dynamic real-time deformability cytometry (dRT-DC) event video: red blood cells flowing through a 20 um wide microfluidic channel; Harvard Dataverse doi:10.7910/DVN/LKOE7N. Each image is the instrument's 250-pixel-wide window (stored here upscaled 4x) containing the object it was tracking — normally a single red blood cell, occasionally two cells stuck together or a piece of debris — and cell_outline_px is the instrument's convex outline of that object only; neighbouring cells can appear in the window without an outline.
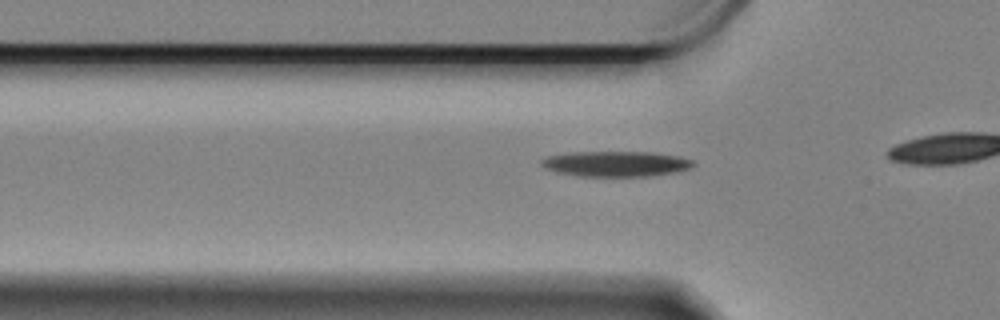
{"species": "Egyptian fruit bat (a non-hibernating species)", "species_latin": "Rousettus aegyptiacus", "temperature_condition": "cold", "stored_images_in_passage": 37, "camera_frame_rate_fps": 3000, "um_per_image_px": 0.085, "animal": {"sex": "female"}, "frame": {"image": 1, "passage_image": 9, "time_ms": 2.667, "image_size_px": [1000, 320], "cell_outline_px": [[696, 164], [688, 168], [676, 172], [652, 176], [576, 176], [556, 172], [540, 164], [540, 160], [548, 156], [568, 152], [652, 152], [680, 156], [692, 160]], "centroid_in_image_um": [52.35, 13.92], "position_along_channel_um": 73.4, "area_um2": 22.54}}
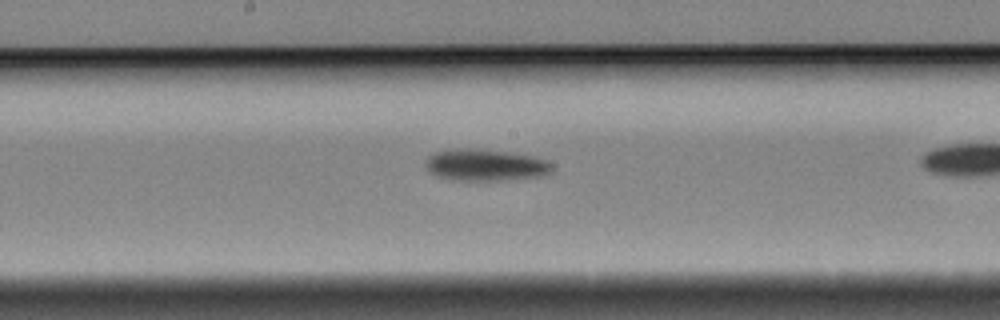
{"frame": {"image": 2, "passage_image": 21, "time_ms": 6.667, "image_size_px": [1000, 320], "cell_outline_px": [[552, 172], [544, 176], [500, 180], [452, 180], [436, 176], [424, 164], [428, 156], [432, 152], [448, 148], [472, 148], [504, 152], [532, 156], [544, 160], [552, 164]], "centroid_in_image_um": [41.21, 14.02], "position_along_channel_um": 207.0, "area_um2": 23.41}}
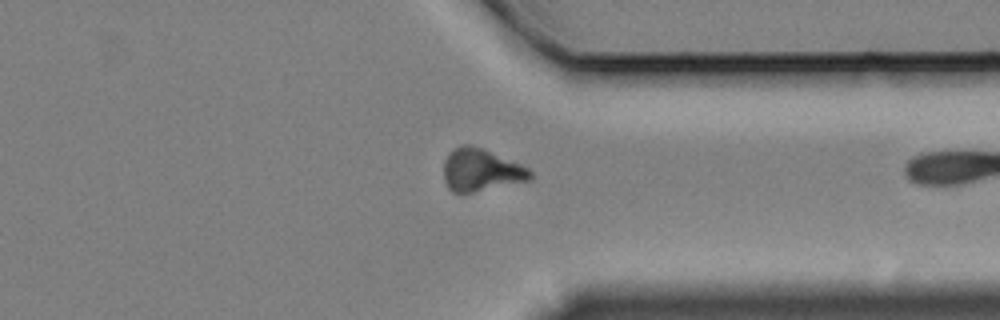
{"frame": {"image": 3, "passage_image": 36, "time_ms": 11.667, "image_size_px": [1000, 320], "cell_outline_px": [[532, 180], [472, 192], [452, 192], [448, 188], [444, 180], [444, 160], [448, 152], [452, 148], [460, 144], [472, 144], [484, 148], [520, 164], [528, 168], [532, 172]], "centroid_in_image_um": [40.86, 14.42], "position_along_channel_um": 370.5, "area_um2": 21.68}}